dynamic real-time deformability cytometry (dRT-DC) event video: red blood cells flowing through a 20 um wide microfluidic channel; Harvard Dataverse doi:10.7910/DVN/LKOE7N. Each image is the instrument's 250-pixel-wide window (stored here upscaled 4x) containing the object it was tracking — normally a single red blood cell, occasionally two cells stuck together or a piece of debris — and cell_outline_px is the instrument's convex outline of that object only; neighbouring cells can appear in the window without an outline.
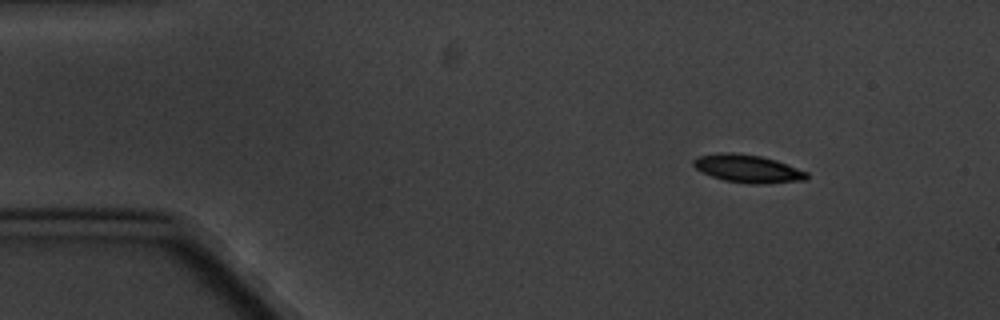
{"species": "common noctule bat (a hibernating species)", "species_latin": "Nyctalus noctula", "temperature_condition": "cold", "stored_images_in_passage": 5, "camera_frame_rate_fps": 3000, "um_per_image_px": 0.085, "animal": {"sex": "male", "body_mass_g": 20.1, "forearm_length_mm": 53.5}, "frame": {"image": 1, "passage_image": 2, "time_ms": 1.333, "image_size_px": [1000, 320], "cell_outline_px": [[808, 176], [804, 180], [768, 184], [748, 184], [724, 180], [712, 176], [696, 168], [692, 164], [692, 160], [696, 156], [720, 152], [732, 152], [760, 156], [776, 160], [808, 172]], "centroid_in_image_um": [63.54, 14.33], "position_along_channel_um": 21.5, "area_um2": 18.5}}
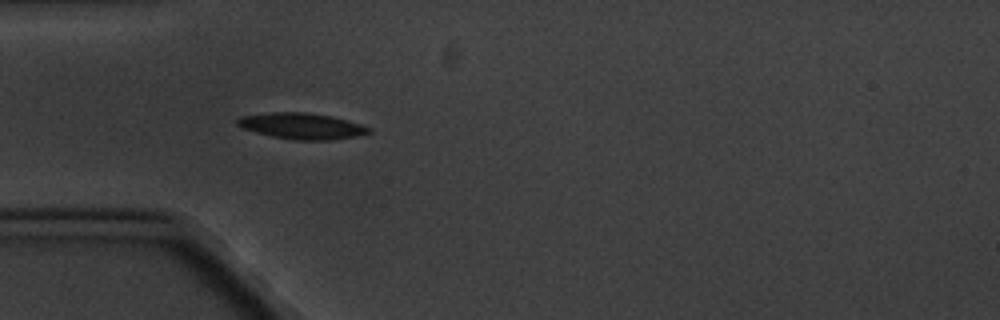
{"frame": {"image": 2, "passage_image": 5, "time_ms": 4.667, "image_size_px": [1000, 320], "cell_outline_px": [[372, 132], [356, 136], [328, 140], [296, 140], [272, 136], [256, 132], [244, 128], [236, 124], [236, 120], [240, 116], [268, 112], [304, 112], [332, 116], [360, 124], [372, 128]], "centroid_in_image_um": [25.65, 10.7], "position_along_channel_um": 59.4, "area_um2": 19.88}}